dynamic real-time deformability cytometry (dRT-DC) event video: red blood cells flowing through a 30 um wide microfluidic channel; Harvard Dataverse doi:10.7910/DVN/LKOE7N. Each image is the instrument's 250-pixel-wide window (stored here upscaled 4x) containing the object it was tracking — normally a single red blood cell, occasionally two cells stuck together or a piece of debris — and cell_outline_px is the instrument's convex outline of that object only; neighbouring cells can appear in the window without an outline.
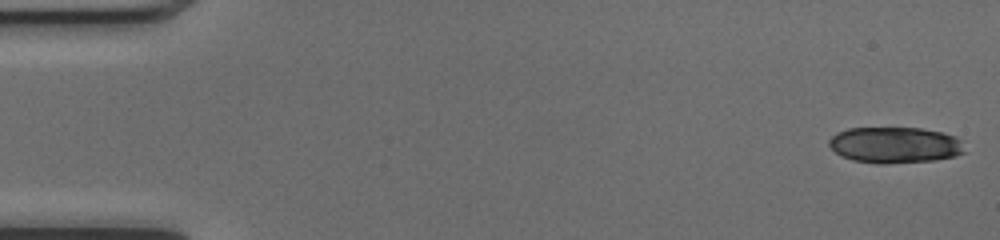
{"species": "common noctule bat (a hibernating species)", "species_latin": "Nyctalus noctula", "temperature_condition": "cold", "stored_images_in_passage": 18, "camera_frame_rate_fps": 3000, "um_per_image_px": 0.085, "animal": {"sex": "female", "body_mass_g": 17.0, "forearm_length_mm": 48.0}, "frame": {"image": 1, "passage_image": 1, "time_ms": 0.0, "image_size_px": [1000, 240], "cell_outline_px": [[964, 152], [956, 156], [936, 160], [884, 164], [880, 164], [852, 160], [840, 156], [828, 144], [828, 140], [836, 132], [848, 128], [920, 128], [940, 132], [956, 136], [960, 140]], "centroid_in_image_um": [76.03, 12.33], "position_along_channel_um": 9.0, "area_um2": 28.61}}